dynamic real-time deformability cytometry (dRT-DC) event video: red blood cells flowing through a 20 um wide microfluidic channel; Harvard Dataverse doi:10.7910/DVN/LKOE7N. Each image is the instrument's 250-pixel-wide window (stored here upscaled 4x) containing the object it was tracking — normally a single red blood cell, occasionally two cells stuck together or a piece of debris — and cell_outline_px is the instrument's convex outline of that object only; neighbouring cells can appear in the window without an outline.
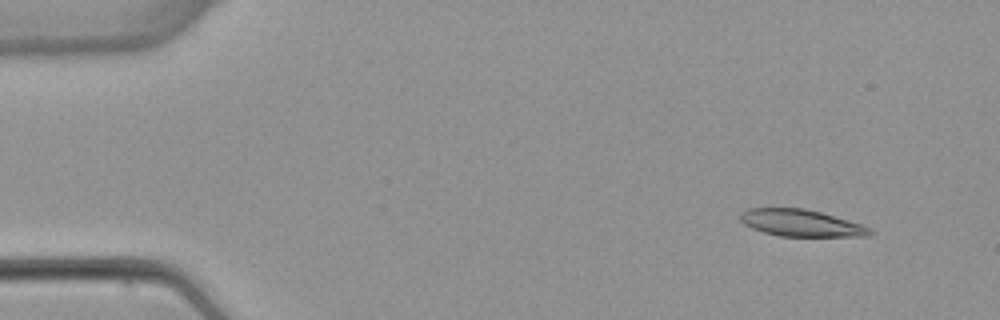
{"species": "common noctule bat (a hibernating species)", "species_latin": "Nyctalus noctula", "temperature_condition": "warm", "stored_images_in_passage": 4, "camera_frame_rate_fps": 3000, "um_per_image_px": 0.085, "animal": {"sex": "female", "body_mass_g": 22.7, "forearm_length_mm": 54.2}, "frame": {"image": 1, "passage_image": 1, "time_ms": 0.0, "image_size_px": [1000, 320], "cell_outline_px": [[876, 232], [868, 236], [780, 236], [764, 232], [752, 228], [744, 224], [740, 220], [740, 212], [748, 208], [804, 208], [820, 212], [860, 224], [872, 228]], "centroid_in_image_um": [68.09, 18.96], "position_along_channel_um": 16.9, "area_um2": 20.23}}
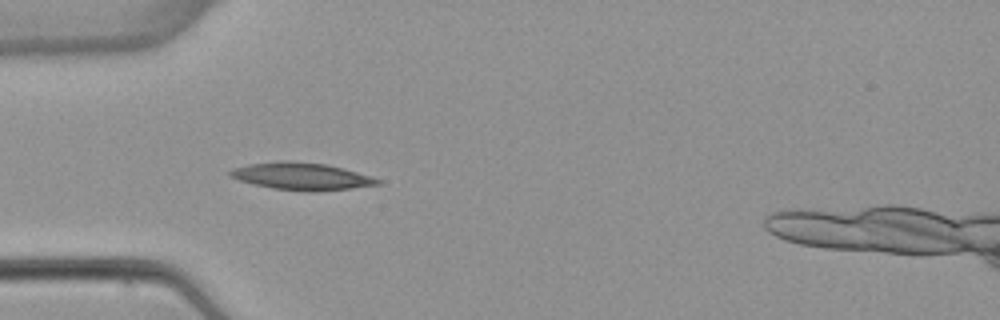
{"frame": {"image": 2, "passage_image": 4, "time_ms": 3.667, "image_size_px": [1000, 320], "cell_outline_px": [[384, 180], [380, 184], [352, 188], [316, 192], [308, 192], [272, 188], [240, 180], [228, 176], [228, 172], [232, 168], [248, 164], [284, 160], [292, 160], [328, 164], [344, 168], [372, 176]], "centroid_in_image_um": [25.67, 14.98], "position_along_channel_um": 59.3, "area_um2": 23.76}}